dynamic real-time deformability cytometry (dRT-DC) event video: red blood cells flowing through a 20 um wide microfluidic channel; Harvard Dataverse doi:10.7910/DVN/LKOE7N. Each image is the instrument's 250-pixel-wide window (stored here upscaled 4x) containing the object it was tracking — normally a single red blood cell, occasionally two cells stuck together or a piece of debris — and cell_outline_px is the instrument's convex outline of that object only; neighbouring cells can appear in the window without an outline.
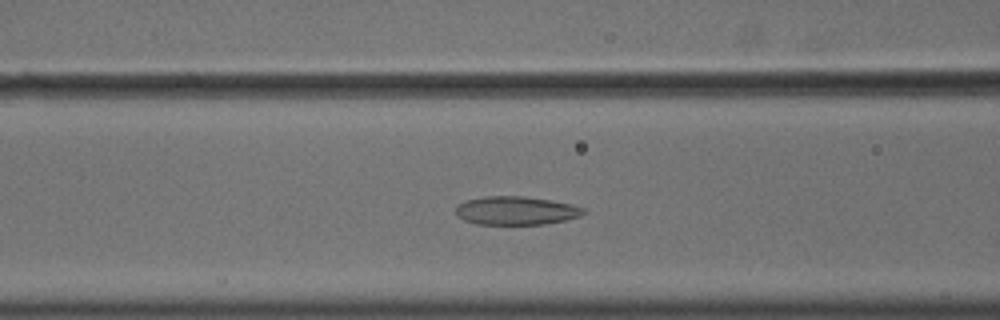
{"species": "common noctule bat (a hibernating species)", "species_latin": "Nyctalus noctula", "temperature_condition": "cold", "stored_images_in_passage": 52, "camera_frame_rate_fps": 3000, "um_per_image_px": 0.085, "animal": {"sex": "male", "body_mass_g": 18.8}, "frame": {"image": 1, "passage_image": 20, "time_ms": 6.333, "image_size_px": [1000, 320], "cell_outline_px": [[588, 212], [580, 216], [564, 220], [544, 224], [476, 224], [464, 220], [456, 216], [456, 208], [460, 204], [468, 200], [484, 196], [524, 196], [552, 200], [572, 204], [584, 208]], "centroid_in_image_um": [43.89, 17.9], "position_along_channel_um": 122.7, "area_um2": 21.21}}
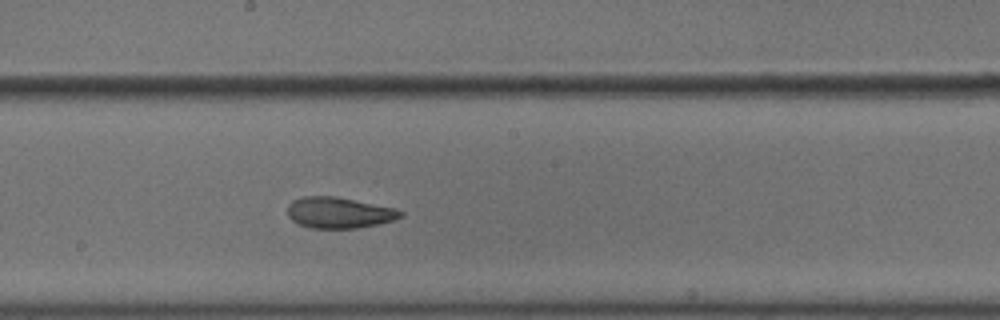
{"frame": {"image": 2, "passage_image": 28, "time_ms": 9.0, "image_size_px": [1000, 320], "cell_outline_px": [[404, 216], [392, 220], [376, 224], [356, 228], [312, 228], [300, 224], [292, 220], [288, 216], [288, 204], [292, 200], [304, 196], [336, 196], [396, 208], [404, 212]], "centroid_in_image_um": [28.82, 18.06], "position_along_channel_um": 219.4, "area_um2": 20.4}}
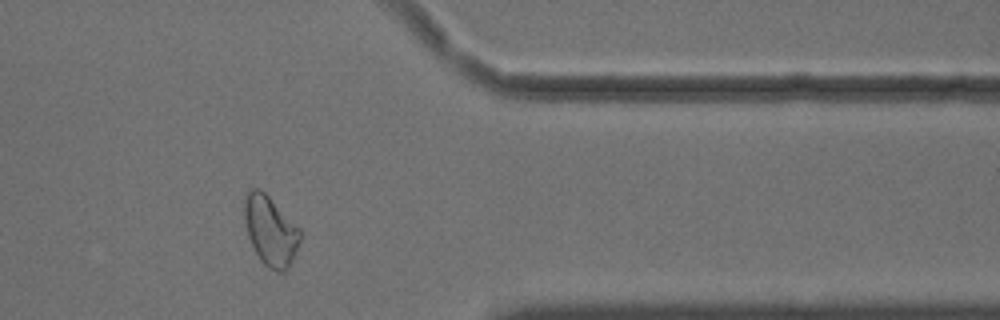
{"frame": {"image": 3, "passage_image": 43, "time_ms": 14.0, "image_size_px": [1000, 320], "cell_outline_px": [[300, 240], [288, 268], [284, 272], [276, 272], [268, 268], [260, 260], [248, 236], [244, 220], [244, 200], [248, 192], [252, 188], [260, 188], [300, 228]], "centroid_in_image_um": [22.98, 19.62], "position_along_channel_um": 388.4, "area_um2": 22.37}, "authors_computed_cell_mechanics": {"area_um2": 22.6865, "velocity_mm_per_s": 3.6193, "shape_relaxation_time_tau1_ms": 6.9646, "shape_relaxation_time_tau2_ms": 1.5993, "deformation_change_tau1": 0.1536, "deformation_change_tau2": 0.0743}}